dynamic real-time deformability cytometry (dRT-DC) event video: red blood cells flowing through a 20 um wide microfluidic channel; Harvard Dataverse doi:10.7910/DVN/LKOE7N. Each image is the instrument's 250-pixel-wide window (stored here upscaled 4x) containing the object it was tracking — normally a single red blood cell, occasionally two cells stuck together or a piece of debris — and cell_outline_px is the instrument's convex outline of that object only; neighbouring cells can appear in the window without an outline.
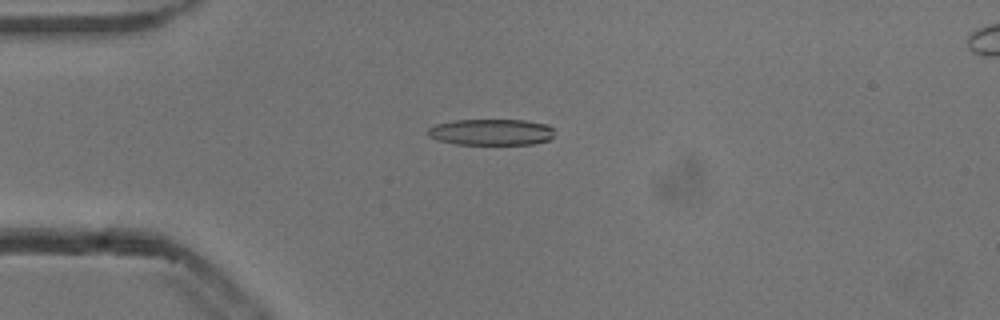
{"species": "common noctule bat (a hibernating species)", "species_latin": "Nyctalus noctula", "temperature_condition": "cold", "stored_images_in_passage": 54, "camera_frame_rate_fps": 3000, "um_per_image_px": 0.085, "animal": {"sex": "male", "body_mass_g": 13.3}, "frame": {"image": 1, "passage_image": 14, "time_ms": 4.333, "image_size_px": [1000, 320], "cell_outline_px": [[552, 136], [548, 140], [532, 144], [456, 144], [436, 140], [428, 136], [428, 128], [436, 124], [452, 120], [524, 120], [548, 124], [552, 128]], "centroid_in_image_um": [41.72, 11.22], "position_along_channel_um": 43.3, "area_um2": 19.36}}
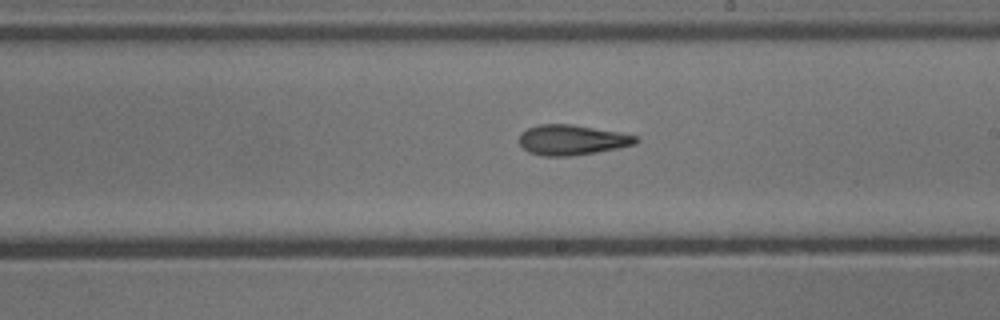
{"frame": {"image": 2, "passage_image": 31, "time_ms": 10.0, "image_size_px": [1000, 320], "cell_outline_px": [[640, 140], [636, 144], [596, 152], [568, 156], [540, 156], [528, 152], [520, 144], [520, 132], [528, 128], [540, 124], [572, 124], [620, 132], [640, 136]], "centroid_in_image_um": [48.64, 11.89], "position_along_channel_um": 240.4, "area_um2": 20.63}}
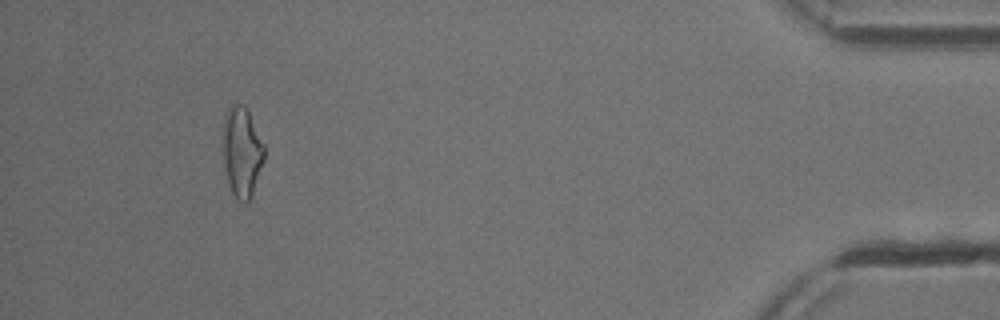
{"frame": {"image": 3, "passage_image": 50, "time_ms": 16.333, "image_size_px": [1000, 320], "cell_outline_px": [[264, 160], [252, 196], [244, 204], [236, 200], [228, 184], [224, 168], [224, 120], [228, 108], [232, 104], [244, 104], [264, 144]], "centroid_in_image_um": [20.57, 12.96], "position_along_channel_um": 414.6, "area_um2": 21.56}, "authors_computed_cell_mechanics": {"area_um2": 20.3456, "velocity_mm_per_s": 3.8498, "shape_relaxation_time_tau1_ms": null, "shape_relaxation_time_tau2_ms": 5.8387, "deformation_change_tau1": null, "deformation_change_tau2": 0.1872}}